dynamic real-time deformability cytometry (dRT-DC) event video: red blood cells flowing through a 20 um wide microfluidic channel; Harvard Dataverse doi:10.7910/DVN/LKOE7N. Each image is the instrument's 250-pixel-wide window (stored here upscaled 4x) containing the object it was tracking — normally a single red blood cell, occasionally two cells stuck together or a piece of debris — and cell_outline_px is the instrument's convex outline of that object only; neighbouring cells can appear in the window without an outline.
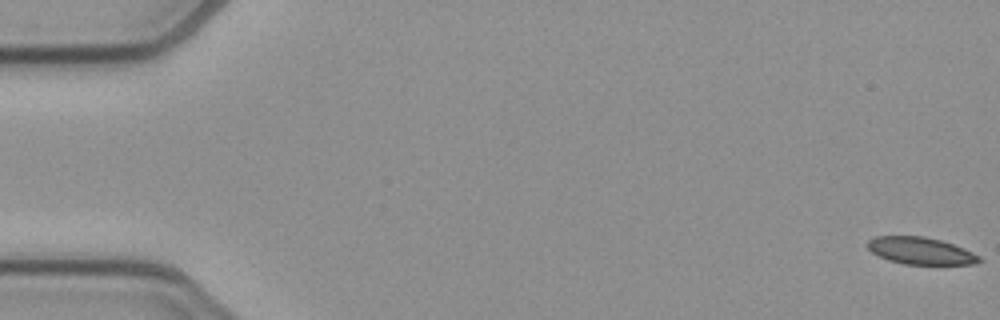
{"species": "common noctule bat (a hibernating species)", "species_latin": "Nyctalus noctula", "temperature_condition": "cold", "stored_images_in_passage": 54, "segment_of_instrument_passage": [1, 2], "camera_frame_rate_fps": 3000, "um_per_image_px": 0.085, "animal": {"sex": "female", "body_mass_g": 21.9}, "frame": {"image": 1, "passage_image": 1, "time_ms": 0.0, "image_size_px": [1000, 320], "cell_outline_px": [[984, 260], [976, 264], [904, 264], [888, 260], [872, 252], [868, 248], [868, 240], [876, 236], [924, 236], [940, 240], [964, 248], [980, 256]], "centroid_in_image_um": [78.28, 21.32], "position_along_channel_um": 6.7, "area_um2": 17.57}}
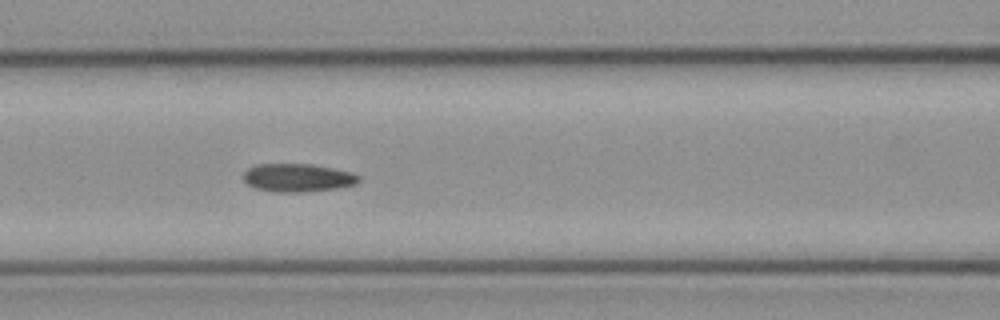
{"frame": {"image": 2, "passage_image": 23, "time_ms": 7.333, "image_size_px": [1000, 320], "cell_outline_px": [[360, 180], [356, 184], [336, 188], [304, 192], [272, 192], [256, 188], [248, 184], [240, 176], [248, 168], [256, 164], [312, 164], [352, 172], [360, 176]], "centroid_in_image_um": [25.28, 15.1], "position_along_channel_um": 141.3, "area_um2": 19.07}}
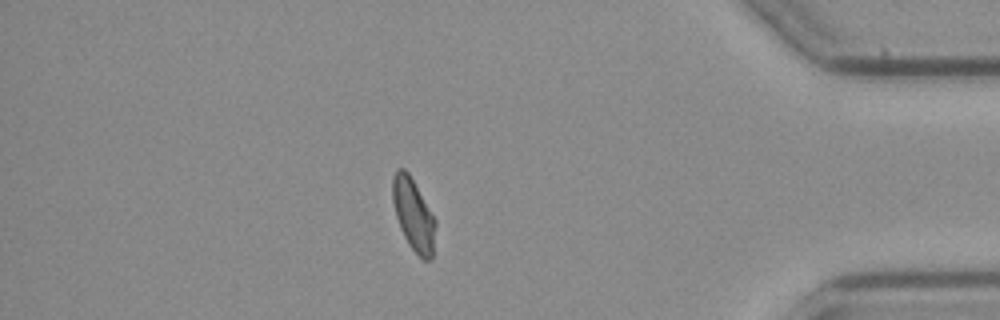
{"frame": {"image": 3, "passage_image": 46, "time_ms": 15.0, "image_size_px": [1000, 320], "cell_outline_px": [[436, 224], [432, 260], [424, 260], [408, 244], [400, 228], [396, 216], [392, 200], [392, 176], [396, 168], [404, 168], [408, 172], [436, 220]], "centroid_in_image_um": [35.13, 18.23], "position_along_channel_um": 400.1, "area_um2": 17.98}}